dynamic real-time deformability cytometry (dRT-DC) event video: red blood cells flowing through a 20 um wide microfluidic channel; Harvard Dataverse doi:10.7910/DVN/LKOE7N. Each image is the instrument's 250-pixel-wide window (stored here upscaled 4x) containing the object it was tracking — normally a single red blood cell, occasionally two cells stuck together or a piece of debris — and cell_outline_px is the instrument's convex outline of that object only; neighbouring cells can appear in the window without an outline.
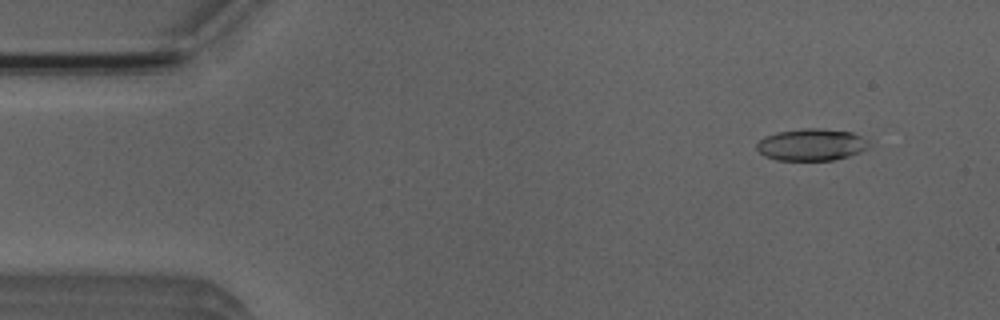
{"species": "Egyptian fruit bat (a non-hibernating species)", "species_latin": "Rousettus aegyptiacus", "temperature_condition": "room temperature", "stored_images_in_passage": 49, "camera_frame_rate_fps": 3000, "um_per_image_px": 0.085, "animal": {"sex": "male"}, "frame": {"image": 1, "passage_image": 5, "time_ms": 1.333, "image_size_px": [1000, 320], "cell_outline_px": [[868, 144], [860, 152], [848, 156], [832, 160], [776, 160], [764, 156], [756, 148], [756, 144], [764, 136], [776, 132], [800, 128], [824, 128], [852, 132], [860, 136]], "centroid_in_image_um": [68.9, 12.28], "position_along_channel_um": 16.1, "area_um2": 20.81}}
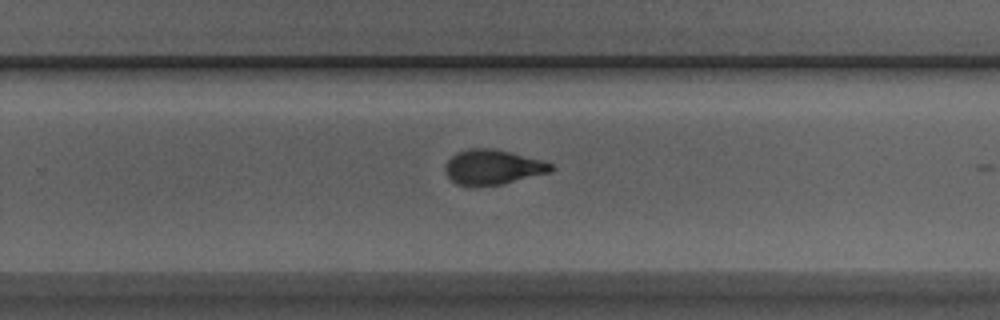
{"frame": {"image": 2, "passage_image": 33, "time_ms": 10.667, "image_size_px": [1000, 320], "cell_outline_px": [[552, 168], [548, 172], [500, 184], [476, 188], [468, 188], [456, 184], [444, 172], [444, 168], [448, 160], [456, 152], [468, 148], [496, 148], [544, 160], [552, 164]], "centroid_in_image_um": [41.81, 14.21], "position_along_channel_um": 288.0, "area_um2": 21.85}}
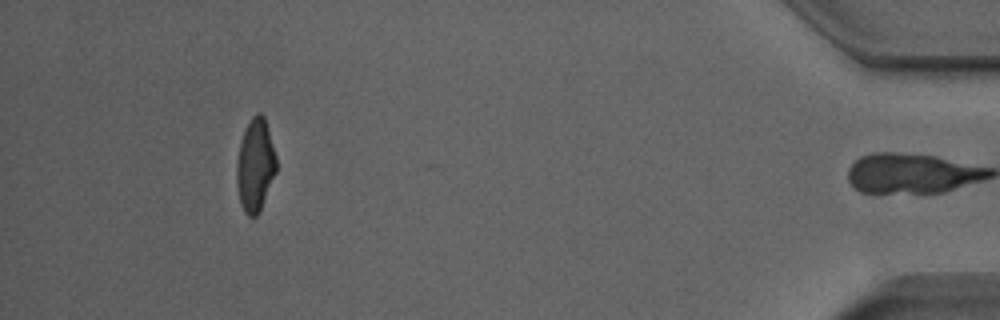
{"frame": {"image": 3, "passage_image": 48, "time_ms": 15.667, "image_size_px": [1000, 320], "cell_outline_px": [[276, 172], [260, 208], [256, 216], [248, 216], [244, 212], [240, 200], [236, 180], [236, 160], [244, 128], [252, 116], [256, 112], [260, 112], [264, 116], [276, 156]], "centroid_in_image_um": [21.68, 13.99], "position_along_channel_um": 413.5, "area_um2": 21.21}, "authors_computed_cell_mechanics": {"area_um2": 21.6172, "velocity_mm_per_s": 3.9284, "shape_relaxation_time_tau1_ms": 4.6088, "shape_relaxation_time_tau2_ms": 1.6629, "deformation_change_tau1": 0.1872, "deformation_change_tau2": 0.0739}}